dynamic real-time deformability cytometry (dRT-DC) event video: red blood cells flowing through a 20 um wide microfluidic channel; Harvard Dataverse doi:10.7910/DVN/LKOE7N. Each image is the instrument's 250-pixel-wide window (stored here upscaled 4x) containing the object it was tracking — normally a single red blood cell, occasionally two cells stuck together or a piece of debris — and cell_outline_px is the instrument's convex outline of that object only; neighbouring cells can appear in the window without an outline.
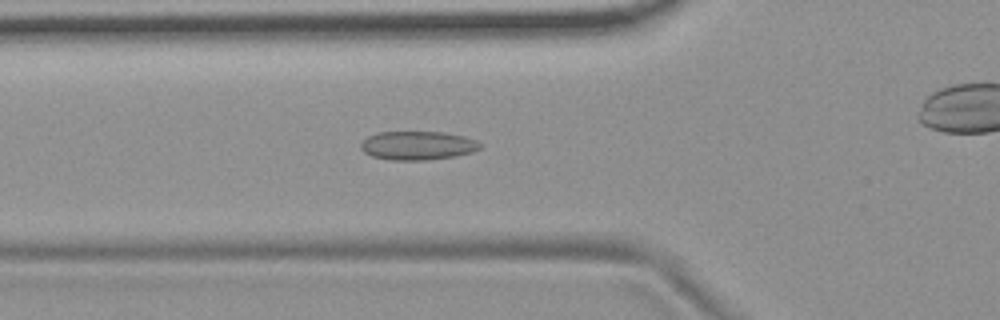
{"species": "common noctule bat (a hibernating species)", "species_latin": "Nyctalus noctula", "temperature_condition": "room temperature", "stored_images_in_passage": 48, "camera_frame_rate_fps": 3000, "um_per_image_px": 0.085, "animal": {"sex": "female", "body_mass_g": 19.9}, "frame": {"image": 1, "passage_image": 19, "time_ms": 6.0, "image_size_px": [1000, 320], "cell_outline_px": [[484, 144], [480, 148], [472, 152], [456, 156], [428, 160], [392, 160], [372, 156], [364, 152], [360, 148], [360, 144], [368, 136], [376, 132], [444, 132], [464, 136], [476, 140]], "centroid_in_image_um": [35.52, 12.37], "position_along_channel_um": 90.3, "area_um2": 20.11}}
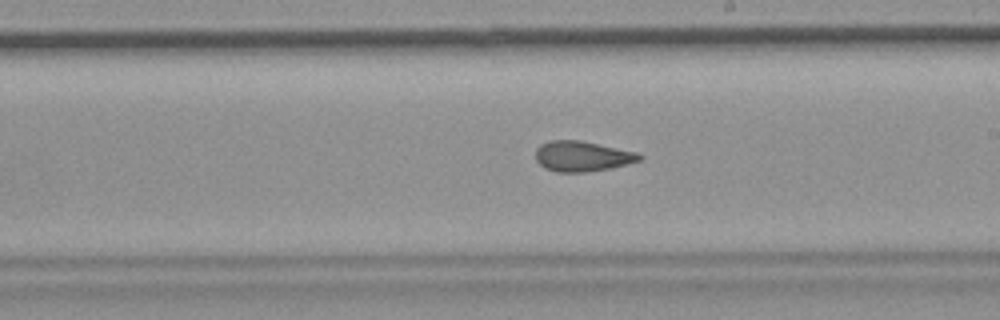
{"frame": {"image": 2, "passage_image": 31, "time_ms": 10.0, "image_size_px": [1000, 320], "cell_outline_px": [[644, 156], [640, 160], [612, 168], [588, 172], [556, 172], [544, 168], [536, 160], [536, 148], [540, 144], [548, 140], [580, 140], [636, 152]], "centroid_in_image_um": [49.46, 13.28], "position_along_channel_um": 239.5, "area_um2": 18.44}}
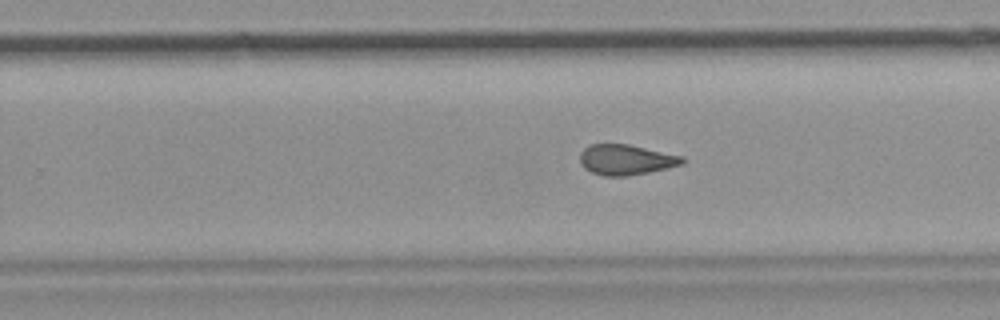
{"frame": {"image": 3, "passage_image": 34, "time_ms": 11.0, "image_size_px": [1000, 320], "cell_outline_px": [[688, 160], [684, 164], [668, 168], [628, 176], [604, 176], [592, 172], [584, 168], [580, 164], [580, 152], [588, 144], [628, 144], [684, 156]], "centroid_in_image_um": [53.23, 13.57], "position_along_channel_um": 276.6, "area_um2": 18.38}}